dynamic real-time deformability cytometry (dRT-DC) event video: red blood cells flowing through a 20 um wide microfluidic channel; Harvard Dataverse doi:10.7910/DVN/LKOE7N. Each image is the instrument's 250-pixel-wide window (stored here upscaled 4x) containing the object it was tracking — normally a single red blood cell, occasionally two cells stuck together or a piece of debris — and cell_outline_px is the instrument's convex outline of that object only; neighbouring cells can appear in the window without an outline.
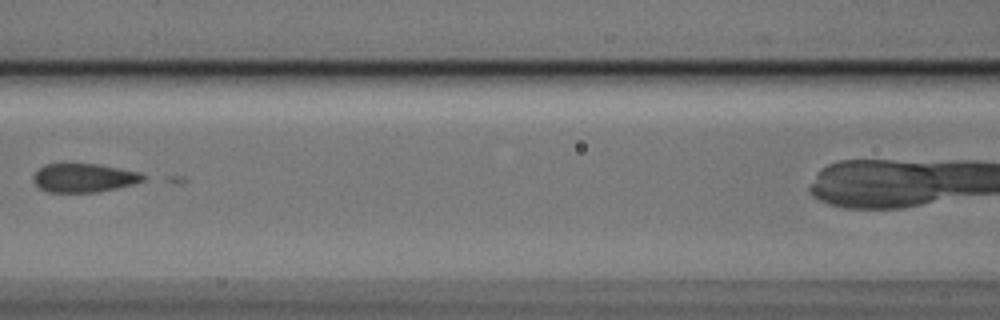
{"species": "Egyptian fruit bat (a non-hibernating species)", "species_latin": "Rousettus aegyptiacus", "temperature_condition": "cold", "stored_images_in_passage": 7, "camera_frame_rate_fps": 3000, "um_per_image_px": 0.085, "animal": {"sex": "male"}, "frame": {"image": 1, "passage_image": 6, "time_ms": 1.667, "image_size_px": [1000, 320], "cell_outline_px": [[144, 180], [132, 184], [116, 188], [96, 192], [48, 192], [40, 188], [32, 180], [32, 176], [44, 164], [96, 164], [140, 172], [144, 176]], "centroid_in_image_um": [7.1, 15.12], "position_along_channel_um": 159.5, "area_um2": 18.15}}